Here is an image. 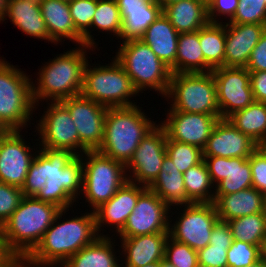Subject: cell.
<instances>
[{"instance_id":"obj_1","label":"cell","mask_w":266,"mask_h":267,"mask_svg":"<svg viewBox=\"0 0 266 267\" xmlns=\"http://www.w3.org/2000/svg\"><path fill=\"white\" fill-rule=\"evenodd\" d=\"M40 148L21 188L23 195L69 209L82 193V157L68 150Z\"/></svg>"},{"instance_id":"obj_2","label":"cell","mask_w":266,"mask_h":267,"mask_svg":"<svg viewBox=\"0 0 266 267\" xmlns=\"http://www.w3.org/2000/svg\"><path fill=\"white\" fill-rule=\"evenodd\" d=\"M67 210L69 211V209H61L58 212L40 243L25 258L30 264L39 267H57V265L59 267L99 236H107L98 234L95 215L91 211L85 213L86 215L60 222Z\"/></svg>"},{"instance_id":"obj_3","label":"cell","mask_w":266,"mask_h":267,"mask_svg":"<svg viewBox=\"0 0 266 267\" xmlns=\"http://www.w3.org/2000/svg\"><path fill=\"white\" fill-rule=\"evenodd\" d=\"M60 210L54 204L24 196L0 228L7 249L17 259H25L40 243Z\"/></svg>"},{"instance_id":"obj_4","label":"cell","mask_w":266,"mask_h":267,"mask_svg":"<svg viewBox=\"0 0 266 267\" xmlns=\"http://www.w3.org/2000/svg\"><path fill=\"white\" fill-rule=\"evenodd\" d=\"M87 48L94 49L86 45L80 47L78 45L77 48L64 52L65 54L57 55L40 68L37 87L32 82V99L35 106H38L40 99V101L60 102L66 98L80 95L84 68L88 62Z\"/></svg>"},{"instance_id":"obj_5","label":"cell","mask_w":266,"mask_h":267,"mask_svg":"<svg viewBox=\"0 0 266 267\" xmlns=\"http://www.w3.org/2000/svg\"><path fill=\"white\" fill-rule=\"evenodd\" d=\"M136 105L108 108L103 141L97 149L125 166L141 140L157 125Z\"/></svg>"},{"instance_id":"obj_6","label":"cell","mask_w":266,"mask_h":267,"mask_svg":"<svg viewBox=\"0 0 266 267\" xmlns=\"http://www.w3.org/2000/svg\"><path fill=\"white\" fill-rule=\"evenodd\" d=\"M115 59L131 78L140 93L145 89L159 91L164 98L168 94L171 71L140 39L122 40Z\"/></svg>"},{"instance_id":"obj_7","label":"cell","mask_w":266,"mask_h":267,"mask_svg":"<svg viewBox=\"0 0 266 267\" xmlns=\"http://www.w3.org/2000/svg\"><path fill=\"white\" fill-rule=\"evenodd\" d=\"M88 63L84 68L81 95L107 108L135 105L129 99L138 91L115 58L106 66L95 65L91 68Z\"/></svg>"},{"instance_id":"obj_8","label":"cell","mask_w":266,"mask_h":267,"mask_svg":"<svg viewBox=\"0 0 266 267\" xmlns=\"http://www.w3.org/2000/svg\"><path fill=\"white\" fill-rule=\"evenodd\" d=\"M167 98H172L168 111L210 114L221 119L212 72L171 74Z\"/></svg>"},{"instance_id":"obj_9","label":"cell","mask_w":266,"mask_h":267,"mask_svg":"<svg viewBox=\"0 0 266 267\" xmlns=\"http://www.w3.org/2000/svg\"><path fill=\"white\" fill-rule=\"evenodd\" d=\"M34 108L31 78L0 59V119L11 131H21Z\"/></svg>"},{"instance_id":"obj_10","label":"cell","mask_w":266,"mask_h":267,"mask_svg":"<svg viewBox=\"0 0 266 267\" xmlns=\"http://www.w3.org/2000/svg\"><path fill=\"white\" fill-rule=\"evenodd\" d=\"M85 157H84V156ZM83 162L82 192L85 201L94 211L107 202L116 191L128 180L126 166L97 150H87L80 155Z\"/></svg>"},{"instance_id":"obj_11","label":"cell","mask_w":266,"mask_h":267,"mask_svg":"<svg viewBox=\"0 0 266 267\" xmlns=\"http://www.w3.org/2000/svg\"><path fill=\"white\" fill-rule=\"evenodd\" d=\"M48 103L47 111L37 123L42 148L68 150L79 156L88 149L80 142L79 133L68 109L61 102ZM79 149V150H78ZM78 151V152H77Z\"/></svg>"},{"instance_id":"obj_12","label":"cell","mask_w":266,"mask_h":267,"mask_svg":"<svg viewBox=\"0 0 266 267\" xmlns=\"http://www.w3.org/2000/svg\"><path fill=\"white\" fill-rule=\"evenodd\" d=\"M174 224L169 223V236L199 251L210 242L213 226L219 220L214 203L186 205Z\"/></svg>"},{"instance_id":"obj_13","label":"cell","mask_w":266,"mask_h":267,"mask_svg":"<svg viewBox=\"0 0 266 267\" xmlns=\"http://www.w3.org/2000/svg\"><path fill=\"white\" fill-rule=\"evenodd\" d=\"M166 143V132L158 124L141 140L126 165V172H132L128 180L149 187L158 177L163 160L167 155Z\"/></svg>"},{"instance_id":"obj_14","label":"cell","mask_w":266,"mask_h":267,"mask_svg":"<svg viewBox=\"0 0 266 267\" xmlns=\"http://www.w3.org/2000/svg\"><path fill=\"white\" fill-rule=\"evenodd\" d=\"M211 72L216 83L221 118L227 119L255 101L250 85V73L246 67L223 66Z\"/></svg>"},{"instance_id":"obj_15","label":"cell","mask_w":266,"mask_h":267,"mask_svg":"<svg viewBox=\"0 0 266 267\" xmlns=\"http://www.w3.org/2000/svg\"><path fill=\"white\" fill-rule=\"evenodd\" d=\"M170 207L148 187L139 195L120 237H133L153 233H169ZM169 211V212H168Z\"/></svg>"},{"instance_id":"obj_16","label":"cell","mask_w":266,"mask_h":267,"mask_svg":"<svg viewBox=\"0 0 266 267\" xmlns=\"http://www.w3.org/2000/svg\"><path fill=\"white\" fill-rule=\"evenodd\" d=\"M60 102L68 109L78 130L80 142L88 150H97L103 141L108 108L81 94Z\"/></svg>"},{"instance_id":"obj_17","label":"cell","mask_w":266,"mask_h":267,"mask_svg":"<svg viewBox=\"0 0 266 267\" xmlns=\"http://www.w3.org/2000/svg\"><path fill=\"white\" fill-rule=\"evenodd\" d=\"M167 119L161 122L167 140L192 144L203 149L219 120L216 116L182 111H167Z\"/></svg>"},{"instance_id":"obj_18","label":"cell","mask_w":266,"mask_h":267,"mask_svg":"<svg viewBox=\"0 0 266 267\" xmlns=\"http://www.w3.org/2000/svg\"><path fill=\"white\" fill-rule=\"evenodd\" d=\"M211 180L215 184L214 195H227L253 187L249 158H224L203 156Z\"/></svg>"},{"instance_id":"obj_19","label":"cell","mask_w":266,"mask_h":267,"mask_svg":"<svg viewBox=\"0 0 266 267\" xmlns=\"http://www.w3.org/2000/svg\"><path fill=\"white\" fill-rule=\"evenodd\" d=\"M20 132L11 131L0 138V182L22 188L35 154Z\"/></svg>"},{"instance_id":"obj_20","label":"cell","mask_w":266,"mask_h":267,"mask_svg":"<svg viewBox=\"0 0 266 267\" xmlns=\"http://www.w3.org/2000/svg\"><path fill=\"white\" fill-rule=\"evenodd\" d=\"M259 147L250 137L240 132L227 119L215 124L203 150V156L249 158Z\"/></svg>"},{"instance_id":"obj_21","label":"cell","mask_w":266,"mask_h":267,"mask_svg":"<svg viewBox=\"0 0 266 267\" xmlns=\"http://www.w3.org/2000/svg\"><path fill=\"white\" fill-rule=\"evenodd\" d=\"M146 188L127 180L113 197L96 208L93 212L98 234L102 230L101 227L106 224L114 226L115 232L119 233L136 206L139 195Z\"/></svg>"},{"instance_id":"obj_22","label":"cell","mask_w":266,"mask_h":267,"mask_svg":"<svg viewBox=\"0 0 266 267\" xmlns=\"http://www.w3.org/2000/svg\"><path fill=\"white\" fill-rule=\"evenodd\" d=\"M266 25L226 23L225 67H246Z\"/></svg>"},{"instance_id":"obj_23","label":"cell","mask_w":266,"mask_h":267,"mask_svg":"<svg viewBox=\"0 0 266 267\" xmlns=\"http://www.w3.org/2000/svg\"><path fill=\"white\" fill-rule=\"evenodd\" d=\"M169 233H153L133 237H121L125 266L142 267L160 262L165 257V245ZM123 246V247H122Z\"/></svg>"},{"instance_id":"obj_24","label":"cell","mask_w":266,"mask_h":267,"mask_svg":"<svg viewBox=\"0 0 266 267\" xmlns=\"http://www.w3.org/2000/svg\"><path fill=\"white\" fill-rule=\"evenodd\" d=\"M178 36L179 33L162 12L139 39L150 46L156 56L170 68L171 74H176Z\"/></svg>"},{"instance_id":"obj_25","label":"cell","mask_w":266,"mask_h":267,"mask_svg":"<svg viewBox=\"0 0 266 267\" xmlns=\"http://www.w3.org/2000/svg\"><path fill=\"white\" fill-rule=\"evenodd\" d=\"M265 196L250 187L233 194L214 195V204L219 220L230 221L246 215L265 212Z\"/></svg>"},{"instance_id":"obj_26","label":"cell","mask_w":266,"mask_h":267,"mask_svg":"<svg viewBox=\"0 0 266 267\" xmlns=\"http://www.w3.org/2000/svg\"><path fill=\"white\" fill-rule=\"evenodd\" d=\"M6 16L9 17L12 24L27 36L44 39L56 44L49 37L39 0H8L2 21L7 20Z\"/></svg>"},{"instance_id":"obj_27","label":"cell","mask_w":266,"mask_h":267,"mask_svg":"<svg viewBox=\"0 0 266 267\" xmlns=\"http://www.w3.org/2000/svg\"><path fill=\"white\" fill-rule=\"evenodd\" d=\"M41 12L49 37L57 44L67 38L84 45L82 36L76 31L69 3L63 0H39Z\"/></svg>"},{"instance_id":"obj_28","label":"cell","mask_w":266,"mask_h":267,"mask_svg":"<svg viewBox=\"0 0 266 267\" xmlns=\"http://www.w3.org/2000/svg\"><path fill=\"white\" fill-rule=\"evenodd\" d=\"M178 33L198 31L209 20L207 0H181L171 3L162 9Z\"/></svg>"},{"instance_id":"obj_29","label":"cell","mask_w":266,"mask_h":267,"mask_svg":"<svg viewBox=\"0 0 266 267\" xmlns=\"http://www.w3.org/2000/svg\"><path fill=\"white\" fill-rule=\"evenodd\" d=\"M148 188L169 207L192 203L186 195L183 173L177 169L167 155L163 160L158 177Z\"/></svg>"},{"instance_id":"obj_30","label":"cell","mask_w":266,"mask_h":267,"mask_svg":"<svg viewBox=\"0 0 266 267\" xmlns=\"http://www.w3.org/2000/svg\"><path fill=\"white\" fill-rule=\"evenodd\" d=\"M111 239L108 236H99L93 243L71 256L60 267H121L114 254L115 250L112 246L115 245Z\"/></svg>"},{"instance_id":"obj_31","label":"cell","mask_w":266,"mask_h":267,"mask_svg":"<svg viewBox=\"0 0 266 267\" xmlns=\"http://www.w3.org/2000/svg\"><path fill=\"white\" fill-rule=\"evenodd\" d=\"M227 120L259 146H266V102L254 101Z\"/></svg>"},{"instance_id":"obj_32","label":"cell","mask_w":266,"mask_h":267,"mask_svg":"<svg viewBox=\"0 0 266 267\" xmlns=\"http://www.w3.org/2000/svg\"><path fill=\"white\" fill-rule=\"evenodd\" d=\"M176 55V73L211 72L204 61L199 43V30L179 33Z\"/></svg>"},{"instance_id":"obj_33","label":"cell","mask_w":266,"mask_h":267,"mask_svg":"<svg viewBox=\"0 0 266 267\" xmlns=\"http://www.w3.org/2000/svg\"><path fill=\"white\" fill-rule=\"evenodd\" d=\"M224 23V24H222ZM226 22H208L199 29V43L204 61L213 70L225 67Z\"/></svg>"},{"instance_id":"obj_34","label":"cell","mask_w":266,"mask_h":267,"mask_svg":"<svg viewBox=\"0 0 266 267\" xmlns=\"http://www.w3.org/2000/svg\"><path fill=\"white\" fill-rule=\"evenodd\" d=\"M161 13L162 7L155 0H149L139 9L120 10L123 20L121 40L139 39Z\"/></svg>"},{"instance_id":"obj_35","label":"cell","mask_w":266,"mask_h":267,"mask_svg":"<svg viewBox=\"0 0 266 267\" xmlns=\"http://www.w3.org/2000/svg\"><path fill=\"white\" fill-rule=\"evenodd\" d=\"M187 198L192 203H214L215 188L207 165L203 160L183 173Z\"/></svg>"},{"instance_id":"obj_36","label":"cell","mask_w":266,"mask_h":267,"mask_svg":"<svg viewBox=\"0 0 266 267\" xmlns=\"http://www.w3.org/2000/svg\"><path fill=\"white\" fill-rule=\"evenodd\" d=\"M227 223L231 229L233 240L261 246L262 240L266 237L265 212L234 218Z\"/></svg>"},{"instance_id":"obj_37","label":"cell","mask_w":266,"mask_h":267,"mask_svg":"<svg viewBox=\"0 0 266 267\" xmlns=\"http://www.w3.org/2000/svg\"><path fill=\"white\" fill-rule=\"evenodd\" d=\"M70 14L76 31L82 36L84 45L97 47L91 35V22L96 11L97 0H70ZM90 28V29H89ZM90 31V32H89Z\"/></svg>"},{"instance_id":"obj_38","label":"cell","mask_w":266,"mask_h":267,"mask_svg":"<svg viewBox=\"0 0 266 267\" xmlns=\"http://www.w3.org/2000/svg\"><path fill=\"white\" fill-rule=\"evenodd\" d=\"M94 26V27H93ZM123 20L116 0H97L91 28L112 32L117 38L122 36Z\"/></svg>"},{"instance_id":"obj_39","label":"cell","mask_w":266,"mask_h":267,"mask_svg":"<svg viewBox=\"0 0 266 267\" xmlns=\"http://www.w3.org/2000/svg\"><path fill=\"white\" fill-rule=\"evenodd\" d=\"M166 153L181 173L204 160L200 147L174 140H167Z\"/></svg>"},{"instance_id":"obj_40","label":"cell","mask_w":266,"mask_h":267,"mask_svg":"<svg viewBox=\"0 0 266 267\" xmlns=\"http://www.w3.org/2000/svg\"><path fill=\"white\" fill-rule=\"evenodd\" d=\"M227 23L266 25L265 0H239L233 18Z\"/></svg>"},{"instance_id":"obj_41","label":"cell","mask_w":266,"mask_h":267,"mask_svg":"<svg viewBox=\"0 0 266 267\" xmlns=\"http://www.w3.org/2000/svg\"><path fill=\"white\" fill-rule=\"evenodd\" d=\"M164 259L175 267H197L199 265L197 251L170 236L166 241Z\"/></svg>"},{"instance_id":"obj_42","label":"cell","mask_w":266,"mask_h":267,"mask_svg":"<svg viewBox=\"0 0 266 267\" xmlns=\"http://www.w3.org/2000/svg\"><path fill=\"white\" fill-rule=\"evenodd\" d=\"M260 260V246L233 240L227 250V267H248Z\"/></svg>"},{"instance_id":"obj_43","label":"cell","mask_w":266,"mask_h":267,"mask_svg":"<svg viewBox=\"0 0 266 267\" xmlns=\"http://www.w3.org/2000/svg\"><path fill=\"white\" fill-rule=\"evenodd\" d=\"M23 197L21 188L0 182V228L18 208Z\"/></svg>"},{"instance_id":"obj_44","label":"cell","mask_w":266,"mask_h":267,"mask_svg":"<svg viewBox=\"0 0 266 267\" xmlns=\"http://www.w3.org/2000/svg\"><path fill=\"white\" fill-rule=\"evenodd\" d=\"M252 185L266 197V146H259L249 157Z\"/></svg>"},{"instance_id":"obj_45","label":"cell","mask_w":266,"mask_h":267,"mask_svg":"<svg viewBox=\"0 0 266 267\" xmlns=\"http://www.w3.org/2000/svg\"><path fill=\"white\" fill-rule=\"evenodd\" d=\"M229 247L208 244L197 251L198 263L209 267H227V250Z\"/></svg>"},{"instance_id":"obj_46","label":"cell","mask_w":266,"mask_h":267,"mask_svg":"<svg viewBox=\"0 0 266 267\" xmlns=\"http://www.w3.org/2000/svg\"><path fill=\"white\" fill-rule=\"evenodd\" d=\"M239 0H207V16L209 22L219 23L217 16H227L231 20L237 10ZM227 15V16H226ZM217 19V20H216Z\"/></svg>"},{"instance_id":"obj_47","label":"cell","mask_w":266,"mask_h":267,"mask_svg":"<svg viewBox=\"0 0 266 267\" xmlns=\"http://www.w3.org/2000/svg\"><path fill=\"white\" fill-rule=\"evenodd\" d=\"M246 68L248 72L266 71V29L252 50Z\"/></svg>"},{"instance_id":"obj_48","label":"cell","mask_w":266,"mask_h":267,"mask_svg":"<svg viewBox=\"0 0 266 267\" xmlns=\"http://www.w3.org/2000/svg\"><path fill=\"white\" fill-rule=\"evenodd\" d=\"M233 242L232 232L226 221L218 220L213 226L209 244L219 246H231Z\"/></svg>"},{"instance_id":"obj_49","label":"cell","mask_w":266,"mask_h":267,"mask_svg":"<svg viewBox=\"0 0 266 267\" xmlns=\"http://www.w3.org/2000/svg\"><path fill=\"white\" fill-rule=\"evenodd\" d=\"M254 100L266 102V71L249 72Z\"/></svg>"},{"instance_id":"obj_50","label":"cell","mask_w":266,"mask_h":267,"mask_svg":"<svg viewBox=\"0 0 266 267\" xmlns=\"http://www.w3.org/2000/svg\"><path fill=\"white\" fill-rule=\"evenodd\" d=\"M17 258L7 249L0 233V267H12Z\"/></svg>"},{"instance_id":"obj_51","label":"cell","mask_w":266,"mask_h":267,"mask_svg":"<svg viewBox=\"0 0 266 267\" xmlns=\"http://www.w3.org/2000/svg\"><path fill=\"white\" fill-rule=\"evenodd\" d=\"M119 10H135L145 5L149 0H116Z\"/></svg>"},{"instance_id":"obj_52","label":"cell","mask_w":266,"mask_h":267,"mask_svg":"<svg viewBox=\"0 0 266 267\" xmlns=\"http://www.w3.org/2000/svg\"><path fill=\"white\" fill-rule=\"evenodd\" d=\"M12 267H39V266L30 264L26 259H16Z\"/></svg>"},{"instance_id":"obj_53","label":"cell","mask_w":266,"mask_h":267,"mask_svg":"<svg viewBox=\"0 0 266 267\" xmlns=\"http://www.w3.org/2000/svg\"><path fill=\"white\" fill-rule=\"evenodd\" d=\"M260 259L266 263V237L262 240L260 246Z\"/></svg>"},{"instance_id":"obj_54","label":"cell","mask_w":266,"mask_h":267,"mask_svg":"<svg viewBox=\"0 0 266 267\" xmlns=\"http://www.w3.org/2000/svg\"><path fill=\"white\" fill-rule=\"evenodd\" d=\"M10 132H11V130L0 119V138L8 135Z\"/></svg>"},{"instance_id":"obj_55","label":"cell","mask_w":266,"mask_h":267,"mask_svg":"<svg viewBox=\"0 0 266 267\" xmlns=\"http://www.w3.org/2000/svg\"><path fill=\"white\" fill-rule=\"evenodd\" d=\"M8 0H0V22L4 18L6 8H7Z\"/></svg>"},{"instance_id":"obj_56","label":"cell","mask_w":266,"mask_h":267,"mask_svg":"<svg viewBox=\"0 0 266 267\" xmlns=\"http://www.w3.org/2000/svg\"><path fill=\"white\" fill-rule=\"evenodd\" d=\"M161 7L162 9L171 4V3H174V2H177V1H181V0H155Z\"/></svg>"},{"instance_id":"obj_57","label":"cell","mask_w":266,"mask_h":267,"mask_svg":"<svg viewBox=\"0 0 266 267\" xmlns=\"http://www.w3.org/2000/svg\"><path fill=\"white\" fill-rule=\"evenodd\" d=\"M248 267H266V263L262 259H260Z\"/></svg>"},{"instance_id":"obj_58","label":"cell","mask_w":266,"mask_h":267,"mask_svg":"<svg viewBox=\"0 0 266 267\" xmlns=\"http://www.w3.org/2000/svg\"><path fill=\"white\" fill-rule=\"evenodd\" d=\"M160 267H175L174 265L170 264L168 261L165 259H162L160 261Z\"/></svg>"},{"instance_id":"obj_59","label":"cell","mask_w":266,"mask_h":267,"mask_svg":"<svg viewBox=\"0 0 266 267\" xmlns=\"http://www.w3.org/2000/svg\"><path fill=\"white\" fill-rule=\"evenodd\" d=\"M142 267H160V262H154V263L142 266Z\"/></svg>"},{"instance_id":"obj_60","label":"cell","mask_w":266,"mask_h":267,"mask_svg":"<svg viewBox=\"0 0 266 267\" xmlns=\"http://www.w3.org/2000/svg\"><path fill=\"white\" fill-rule=\"evenodd\" d=\"M265 214H266V198H265V208H264Z\"/></svg>"},{"instance_id":"obj_61","label":"cell","mask_w":266,"mask_h":267,"mask_svg":"<svg viewBox=\"0 0 266 267\" xmlns=\"http://www.w3.org/2000/svg\"><path fill=\"white\" fill-rule=\"evenodd\" d=\"M197 267H209V266H202V265L199 264Z\"/></svg>"}]
</instances>
